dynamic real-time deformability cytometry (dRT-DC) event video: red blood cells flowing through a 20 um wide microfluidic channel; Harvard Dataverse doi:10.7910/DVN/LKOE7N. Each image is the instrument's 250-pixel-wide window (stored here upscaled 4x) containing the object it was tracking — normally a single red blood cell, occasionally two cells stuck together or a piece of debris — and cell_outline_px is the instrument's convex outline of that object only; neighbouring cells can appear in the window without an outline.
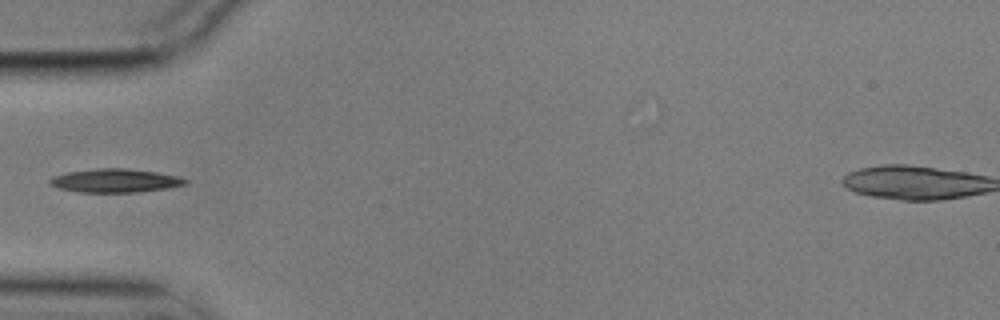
{"species": "common noctule bat (a hibernating species)", "species_latin": "Nyctalus noctula", "temperature_condition": "cold", "stored_images_in_passage": 1, "camera_frame_rate_fps": 3000, "um_per_image_px": 0.085, "animal": {"sex": "male", "body_mass_g": 17.9}, "frame": {"image": 1, "passage_image": 1, "time_ms": 0.0, "image_size_px": [1000, 320], "cell_outline_px": [[188, 184], [168, 188], [140, 192], [80, 192], [60, 188], [48, 184], [48, 180], [52, 176], [64, 172], [96, 168], [124, 168], [156, 172], [176, 176], [188, 180]], "centroid_in_image_um": [9.75, 15.35], "position_along_channel_um": 75.2, "area_um2": 18.73}}